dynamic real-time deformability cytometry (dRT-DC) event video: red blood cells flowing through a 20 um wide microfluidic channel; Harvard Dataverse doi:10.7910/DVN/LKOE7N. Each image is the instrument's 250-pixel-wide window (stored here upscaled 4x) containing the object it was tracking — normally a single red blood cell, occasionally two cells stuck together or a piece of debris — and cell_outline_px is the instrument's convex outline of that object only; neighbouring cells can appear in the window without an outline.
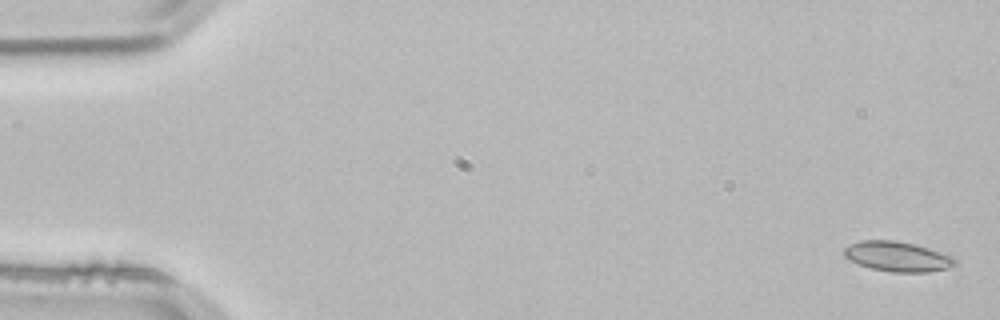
{"species": "common noctule bat (a hibernating species)", "species_latin": "Nyctalus noctula", "temperature_condition": "room temperature", "stored_images_in_passage": 55, "camera_frame_rate_fps": 3000, "um_per_image_px": 0.085, "animal": {"sex": "male", "body_mass_g": 21.5, "forearm_length_mm": 52.0}, "frame": {"image": 1, "passage_image": 2, "time_ms": 0.333, "image_size_px": [1000, 320], "cell_outline_px": [[956, 264], [948, 268], [928, 272], [892, 272], [872, 268], [860, 264], [844, 256], [844, 248], [860, 240], [892, 240], [912, 244], [928, 248], [952, 256], [956, 260]], "centroid_in_image_um": [76.3, 21.81], "position_along_channel_um": 8.7, "area_um2": 19.02}}
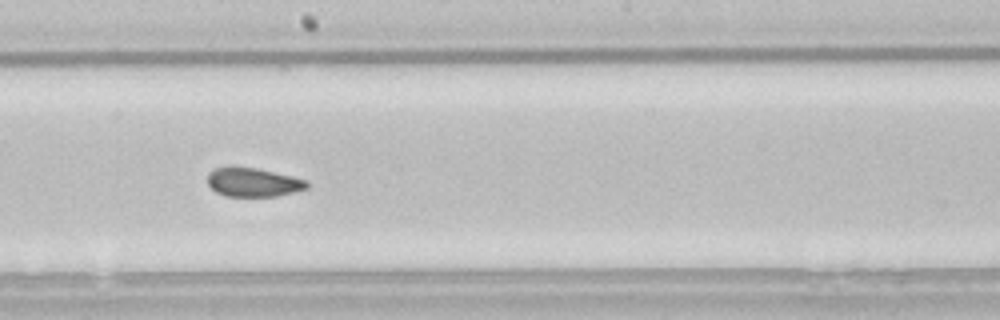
{"frame": {"image": 2, "passage_image": 30, "time_ms": 9.667, "image_size_px": [1000, 320], "cell_outline_px": [[308, 188], [276, 196], [224, 196], [216, 192], [208, 184], [208, 172], [216, 168], [232, 164], [256, 168], [292, 176], [308, 180]], "centroid_in_image_um": [21.48, 15.46], "position_along_channel_um": 226.7, "area_um2": 16.99}}
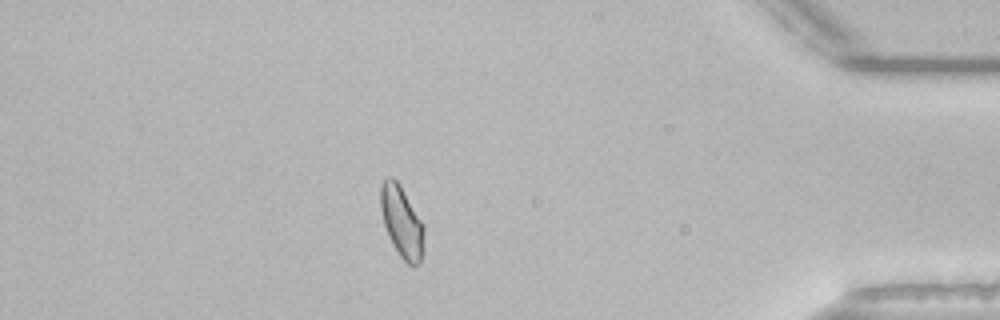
{"frame": {"image": 3, "passage_image": 47, "time_ms": 15.333, "image_size_px": [1000, 320], "cell_outline_px": [[424, 228], [420, 264], [408, 264], [400, 256], [392, 244], [388, 236], [384, 224], [380, 208], [380, 184], [388, 176], [392, 176], [400, 184], [424, 224]], "centroid_in_image_um": [34.12, 18.8], "position_along_channel_um": 401.1, "area_um2": 18.03}, "authors_computed_cell_mechanics": {"area_um2": 17.9758, "velocity_mm_per_s": 3.8344, "shape_relaxation_time_tau1_ms": 3.4025, "shape_relaxation_time_tau2_ms": 1.3879, "deformation_change_tau1": 0.1016, "deformation_change_tau2": 0.0697}}